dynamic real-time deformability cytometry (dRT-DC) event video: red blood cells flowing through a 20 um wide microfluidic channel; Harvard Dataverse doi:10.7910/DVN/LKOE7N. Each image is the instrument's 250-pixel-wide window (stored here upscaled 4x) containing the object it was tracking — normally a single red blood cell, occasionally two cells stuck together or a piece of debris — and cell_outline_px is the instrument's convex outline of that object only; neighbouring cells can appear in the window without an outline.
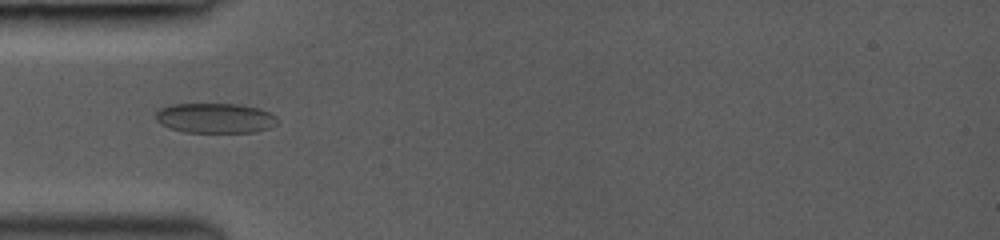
{"species": "common noctule bat (a hibernating species)", "species_latin": "Nyctalus noctula", "temperature_condition": "room temperature", "stored_images_in_passage": 41, "camera_frame_rate_fps": 3000, "um_per_image_px": 0.085, "animal": {"sex": "female", "body_mass_g": 19.0, "forearm_length_mm": 53.3}, "frame": {"image": 1, "passage_image": 2, "time_ms": 0.333, "image_size_px": [1000, 240], "cell_outline_px": [[276, 124], [268, 128], [252, 132], [184, 132], [160, 124], [156, 120], [156, 112], [160, 108], [172, 104], [240, 104], [260, 108], [276, 116]], "centroid_in_image_um": [18.27, 10.03], "position_along_channel_um": 66.7, "area_um2": 21.15}}
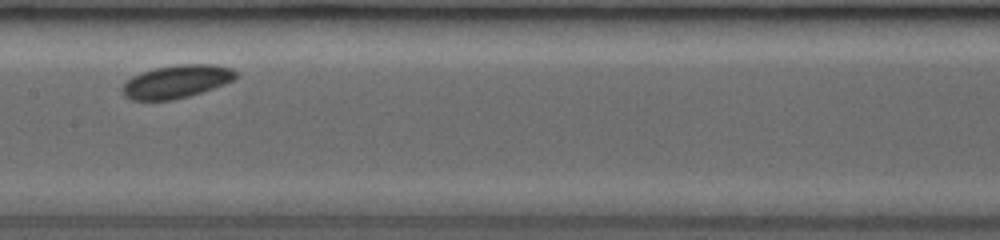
{"frame": {"image": 2, "passage_image": 16, "time_ms": 4.0, "image_size_px": [1000, 240], "cell_outline_px": [[236, 76], [232, 80], [224, 84], [188, 96], [172, 100], [132, 100], [124, 96], [120, 88], [132, 76], [156, 68], [176, 64], [212, 64], [232, 68], [236, 72]], "centroid_in_image_um": [14.98, 6.93], "position_along_channel_um": 192.4, "area_um2": 21.62}}
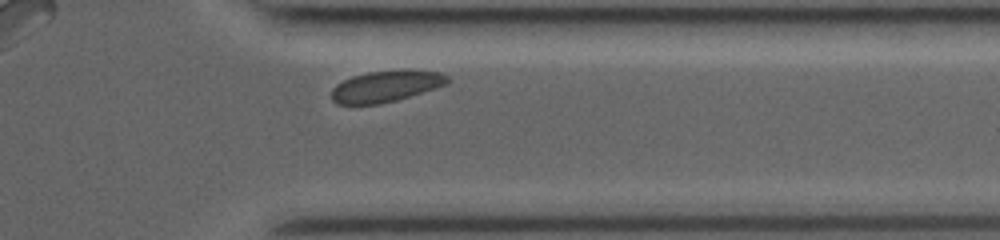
{"frame": {"image": 3, "passage_image": 37, "time_ms": 9.667, "image_size_px": [1000, 240], "cell_outline_px": [[448, 84], [396, 100], [380, 104], [336, 104], [332, 100], [332, 88], [336, 84], [352, 76], [368, 72], [404, 68], [412, 68], [440, 72], [448, 76]], "centroid_in_image_um": [32.83, 7.3], "position_along_channel_um": 378.6, "area_um2": 21.5}, "authors_computed_cell_mechanics": {"area_um2": 21.5016, "velocity_mm_per_s": 3.3188, "shape_relaxation_time_tau1_ms": 2.4668, "shape_relaxation_time_tau2_ms": null, "deformation_change_tau1": 0.0556, "deformation_change_tau2": null}}